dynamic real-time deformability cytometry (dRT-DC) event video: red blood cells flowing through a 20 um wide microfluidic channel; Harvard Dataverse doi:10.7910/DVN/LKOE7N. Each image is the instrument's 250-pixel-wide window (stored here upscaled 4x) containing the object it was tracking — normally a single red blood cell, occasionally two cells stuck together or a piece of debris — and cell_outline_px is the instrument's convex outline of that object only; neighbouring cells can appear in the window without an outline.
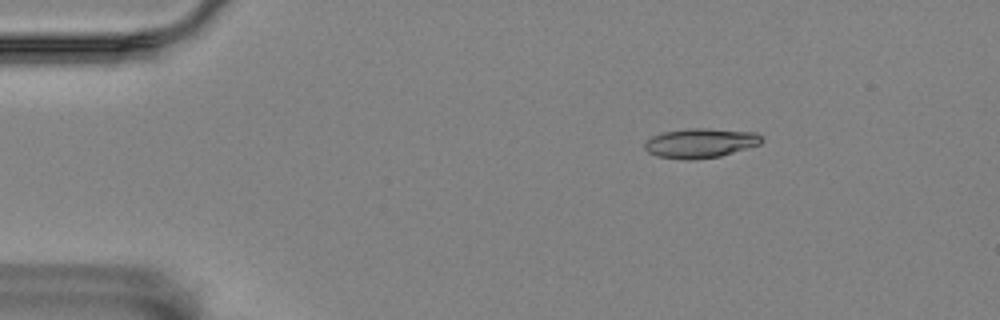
{"species": "Egyptian fruit bat (a non-hibernating species)", "species_latin": "Rousettus aegyptiacus", "temperature_condition": "room temperature", "stored_images_in_passage": 5, "camera_frame_rate_fps": 3000, "um_per_image_px": 0.085, "animal": {"sex": "female"}, "frame": {"image": 1, "passage_image": 3, "time_ms": 0.667, "image_size_px": [1000, 320], "cell_outline_px": [[764, 140], [760, 144], [720, 156], [692, 160], [688, 160], [656, 156], [648, 152], [644, 148], [644, 144], [652, 136], [664, 132], [692, 128], [708, 128], [756, 132]], "centroid_in_image_um": [59.54, 12.16], "position_along_channel_um": 25.5, "area_um2": 20.06}}